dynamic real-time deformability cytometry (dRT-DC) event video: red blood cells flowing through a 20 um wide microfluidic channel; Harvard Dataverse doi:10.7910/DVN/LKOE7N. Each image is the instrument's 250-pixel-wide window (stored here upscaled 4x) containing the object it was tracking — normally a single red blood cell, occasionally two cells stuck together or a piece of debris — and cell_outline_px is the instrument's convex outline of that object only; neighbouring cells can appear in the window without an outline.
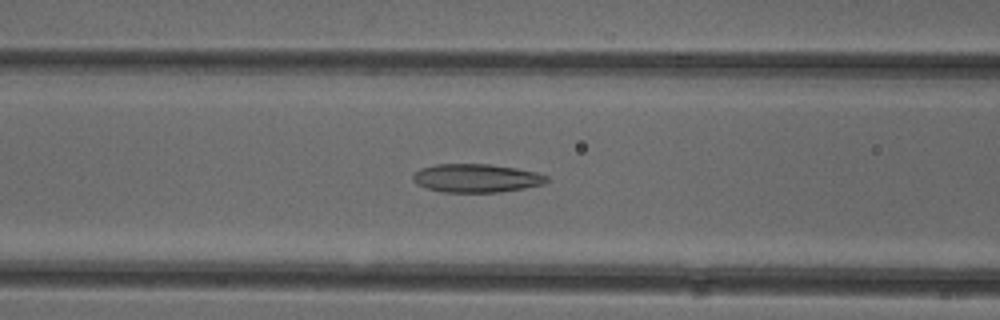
{"species": "common noctule bat (a hibernating species)", "species_latin": "Nyctalus noctula", "temperature_condition": "cold", "stored_images_in_passage": 38, "camera_frame_rate_fps": 3000, "um_per_image_px": 0.085, "animal": {"sex": "female"}, "frame": {"image": 1, "passage_image": 12, "time_ms": 3.667, "image_size_px": [1000, 320], "cell_outline_px": [[548, 180], [544, 184], [524, 188], [500, 192], [440, 192], [424, 188], [416, 184], [412, 180], [412, 176], [420, 168], [436, 164], [488, 164], [516, 168], [536, 172], [548, 176]], "centroid_in_image_um": [40.45, 15.15], "position_along_channel_um": 126.1, "area_um2": 22.31}}
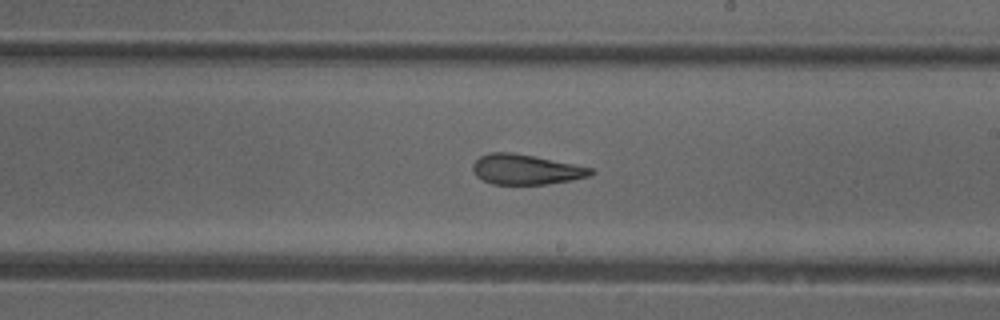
{"frame": {"image": 2, "passage_image": 21, "time_ms": 6.667, "image_size_px": [1000, 320], "cell_outline_px": [[596, 172], [592, 176], [572, 180], [544, 184], [492, 184], [476, 176], [472, 168], [472, 164], [480, 156], [488, 152], [512, 152], [536, 156], [592, 168]], "centroid_in_image_um": [44.71, 14.39], "position_along_channel_um": 244.3, "area_um2": 20.81}}
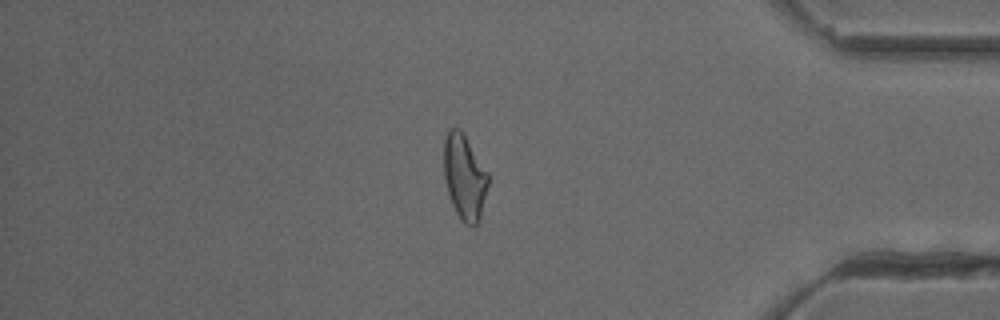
{"frame": {"image": 3, "passage_image": 35, "time_ms": 11.333, "image_size_px": [1000, 320], "cell_outline_px": [[488, 184], [480, 220], [472, 228], [464, 224], [460, 220], [452, 204], [448, 192], [444, 176], [444, 140], [448, 128], [460, 128], [488, 172]], "centroid_in_image_um": [39.48, 15.07], "position_along_channel_um": 395.7, "area_um2": 22.08}, "authors_computed_cell_mechanics": {"area_um2": 21.8773, "velocity_mm_per_s": 3.9465, "shape_relaxation_time_tau1_ms": null, "shape_relaxation_time_tau2_ms": 2.7456, "deformation_change_tau1": null, "deformation_change_tau2": 0.1233}}